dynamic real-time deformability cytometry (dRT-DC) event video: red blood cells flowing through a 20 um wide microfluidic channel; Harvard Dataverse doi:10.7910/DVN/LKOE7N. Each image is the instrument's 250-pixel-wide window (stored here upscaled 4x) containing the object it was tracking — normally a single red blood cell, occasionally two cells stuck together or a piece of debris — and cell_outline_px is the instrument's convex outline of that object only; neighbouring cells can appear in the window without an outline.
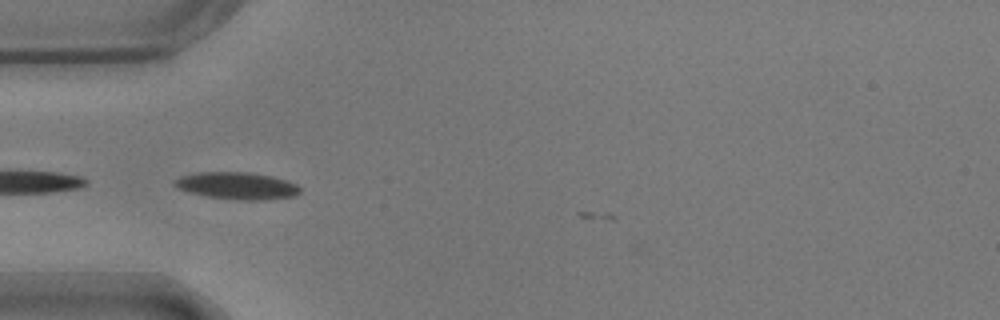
{"species": "common noctule bat (a hibernating species)", "species_latin": "Nyctalus noctula", "temperature_condition": "warm", "stored_images_in_passage": 5, "camera_frame_rate_fps": 3000, "um_per_image_px": 0.085, "animal": {"sex": "male", "body_mass_g": 17.9}, "frame": {"image": 1, "passage_image": 2, "time_ms": 0.333, "image_size_px": [1000, 320], "cell_outline_px": [[300, 192], [292, 196], [264, 200], [244, 200], [208, 196], [188, 192], [176, 188], [172, 184], [172, 180], [180, 176], [200, 172], [252, 172], [272, 176], [288, 180], [296, 184], [300, 188]], "centroid_in_image_um": [20.11, 15.77], "position_along_channel_um": 64.9, "area_um2": 19.88}}